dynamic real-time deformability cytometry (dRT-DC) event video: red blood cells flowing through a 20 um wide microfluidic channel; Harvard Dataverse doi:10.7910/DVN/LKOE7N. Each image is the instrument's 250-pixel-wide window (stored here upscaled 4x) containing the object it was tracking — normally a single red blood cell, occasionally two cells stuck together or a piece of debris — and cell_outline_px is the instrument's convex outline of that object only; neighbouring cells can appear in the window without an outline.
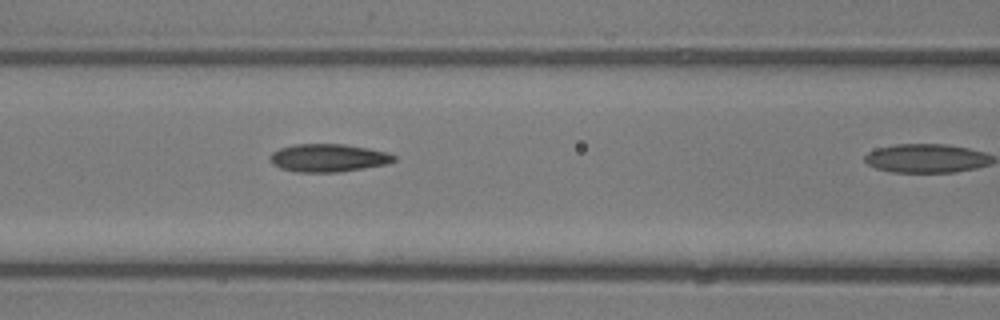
{"species": "common noctule bat (a hibernating species)", "species_latin": "Nyctalus noctula", "temperature_condition": "room temperature", "stored_images_in_passage": 11, "camera_frame_rate_fps": 3000, "um_per_image_px": 0.085, "animal": {"sex": "male", "body_mass_g": 13.3}, "frame": {"image": 1, "passage_image": 10, "time_ms": 3.0, "image_size_px": [1000, 320], "cell_outline_px": [[396, 160], [388, 164], [340, 172], [296, 172], [280, 168], [272, 164], [268, 156], [272, 152], [280, 148], [296, 144], [344, 144], [368, 148], [388, 152], [396, 156]], "centroid_in_image_um": [27.9, 13.42], "position_along_channel_um": 138.7, "area_um2": 20.35}}